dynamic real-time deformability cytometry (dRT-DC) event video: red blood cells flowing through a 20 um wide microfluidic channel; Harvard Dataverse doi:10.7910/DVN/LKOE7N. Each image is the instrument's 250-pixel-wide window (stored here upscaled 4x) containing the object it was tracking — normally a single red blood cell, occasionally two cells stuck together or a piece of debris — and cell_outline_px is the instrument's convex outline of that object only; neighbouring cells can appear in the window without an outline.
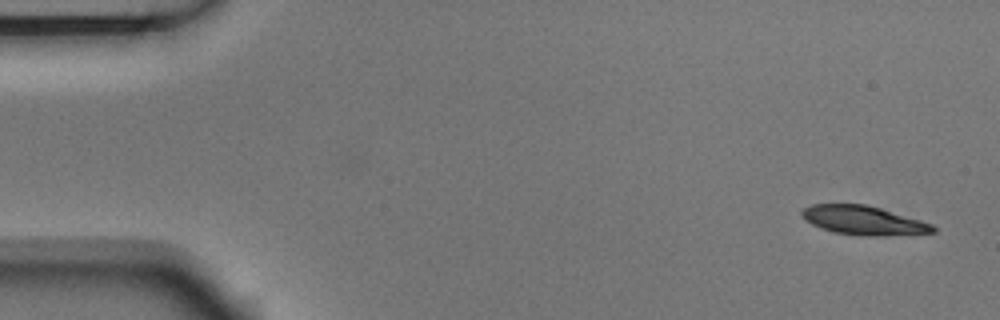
{"species": "Egyptian fruit bat (a non-hibernating species)", "species_latin": "Rousettus aegyptiacus", "temperature_condition": "room temperature", "stored_images_in_passage": 5, "camera_frame_rate_fps": 3000, "um_per_image_px": 0.085, "animal": {"sex": "male"}, "frame": {"image": 1, "passage_image": 1, "time_ms": 0.0, "image_size_px": [1000, 320], "cell_outline_px": [[936, 232], [880, 236], [864, 236], [836, 232], [812, 224], [800, 212], [804, 208], [812, 204], [864, 204], [880, 208], [920, 220], [932, 224], [936, 228]], "centroid_in_image_um": [73.43, 18.73], "position_along_channel_um": 11.6, "area_um2": 21.68}}